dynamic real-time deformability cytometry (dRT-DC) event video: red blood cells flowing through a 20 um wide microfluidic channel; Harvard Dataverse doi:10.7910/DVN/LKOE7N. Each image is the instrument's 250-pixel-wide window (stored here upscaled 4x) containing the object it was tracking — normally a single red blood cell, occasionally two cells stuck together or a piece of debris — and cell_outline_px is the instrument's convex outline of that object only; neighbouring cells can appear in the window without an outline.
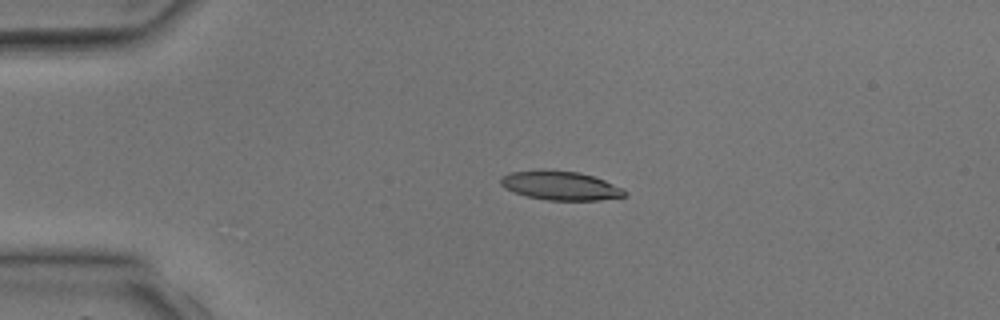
{"species": "common noctule bat (a hibernating species)", "species_latin": "Nyctalus noctula", "temperature_condition": "room temperature", "stored_images_in_passage": 3, "camera_frame_rate_fps": 3000, "um_per_image_px": 0.085, "animal": {"sex": "male", "body_mass_g": 17.9, "forearm_length_mm": 54.2}, "frame": {"image": 1, "passage_image": 2, "time_ms": 1.0, "image_size_px": [1000, 320], "cell_outline_px": [[628, 196], [600, 200], [548, 200], [528, 196], [504, 188], [500, 184], [500, 176], [508, 172], [544, 168], [580, 172], [604, 180], [624, 188], [628, 192]], "centroid_in_image_um": [47.64, 15.75], "position_along_channel_um": 37.4, "area_um2": 21.39}}